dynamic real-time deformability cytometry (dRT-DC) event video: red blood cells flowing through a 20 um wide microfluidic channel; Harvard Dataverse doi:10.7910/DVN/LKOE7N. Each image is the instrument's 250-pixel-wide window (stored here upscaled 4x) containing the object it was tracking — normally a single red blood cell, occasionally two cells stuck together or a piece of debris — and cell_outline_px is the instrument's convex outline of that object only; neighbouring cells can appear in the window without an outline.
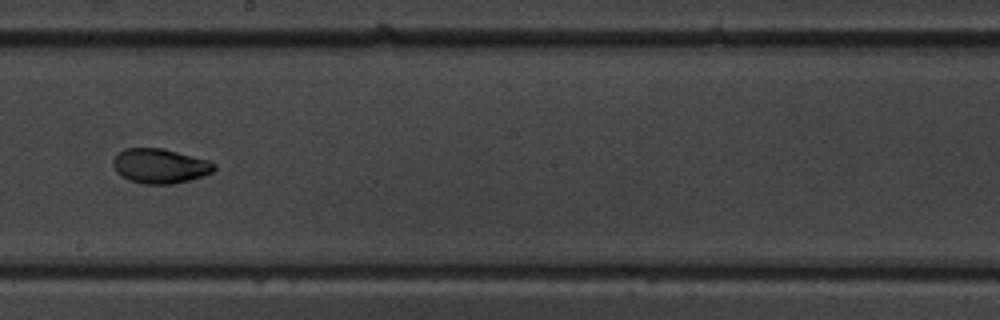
{"species": "common noctule bat (a hibernating species)", "species_latin": "Nyctalus noctula", "temperature_condition": "warm", "stored_images_in_passage": 15, "camera_frame_rate_fps": 3000, "um_per_image_px": 0.085, "animal": {"sex": "male", "body_mass_g": 19.5, "forearm_length_mm": 54.6}, "frame": {"image": 1, "passage_image": 9, "time_ms": 9.0, "image_size_px": [1000, 320], "cell_outline_px": [[216, 168], [212, 172], [188, 180], [172, 184], [144, 184], [128, 180], [116, 172], [112, 164], [112, 160], [124, 148], [164, 148], [212, 160], [216, 164]], "centroid_in_image_um": [13.61, 14.09], "position_along_channel_um": 234.6, "area_um2": 20.63}, "authors_computed_cell_mechanics": {"area_um2": 20.808, "velocity_mm_per_s": 3.7459, "shape_relaxation_time_tau1_ms": 5.9488, "shape_relaxation_time_tau2_ms": 0.819, "deformation_change_tau1": 0.1624, "deformation_change_tau2": 0.0353}}